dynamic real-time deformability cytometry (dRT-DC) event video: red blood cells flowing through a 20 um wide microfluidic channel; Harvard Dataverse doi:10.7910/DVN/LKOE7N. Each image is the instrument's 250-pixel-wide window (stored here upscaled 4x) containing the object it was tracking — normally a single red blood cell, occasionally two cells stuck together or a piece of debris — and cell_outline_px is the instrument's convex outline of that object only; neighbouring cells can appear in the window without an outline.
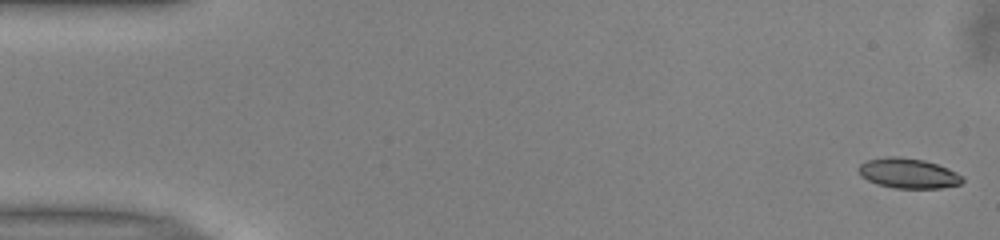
{"species": "common noctule bat (a hibernating species)", "species_latin": "Nyctalus noctula", "temperature_condition": "warm", "stored_images_in_passage": 51, "camera_frame_rate_fps": 3000, "um_per_image_px": 0.085, "animal": {"sex": "male", "body_mass_g": 13.0, "forearm_length_mm": 53.1}, "frame": {"image": 1, "passage_image": 1, "time_ms": 0.0, "image_size_px": [1000, 240], "cell_outline_px": [[964, 180], [960, 184], [940, 188], [896, 188], [876, 184], [860, 176], [856, 168], [860, 164], [868, 160], [888, 156], [896, 156], [924, 160], [948, 168], [964, 176]], "centroid_in_image_um": [77.19, 14.73], "position_along_channel_um": 7.8, "area_um2": 18.26}}
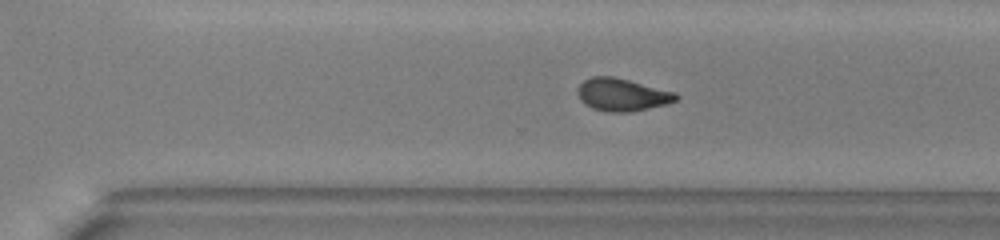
{"frame": {"image": 2, "passage_image": 35, "time_ms": 11.333, "image_size_px": [1000, 240], "cell_outline_px": [[680, 96], [676, 100], [664, 104], [648, 108], [628, 112], [608, 112], [592, 108], [584, 104], [580, 100], [580, 84], [584, 80], [592, 76], [612, 76], [676, 92]], "centroid_in_image_um": [52.89, 8.05], "position_along_channel_um": 317.7, "area_um2": 18.38}}
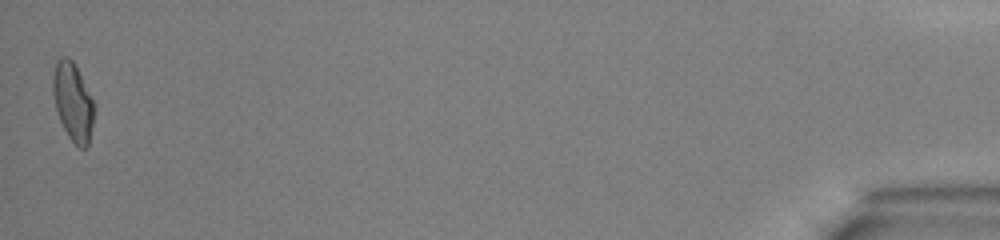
{"frame": {"image": 3, "passage_image": 51, "time_ms": 16.667, "image_size_px": [1000, 240], "cell_outline_px": [[96, 108], [88, 148], [80, 148], [68, 136], [60, 120], [56, 108], [52, 88], [52, 76], [56, 60], [60, 56], [68, 56], [76, 64], [96, 104]], "centroid_in_image_um": [6.23, 8.61], "position_along_channel_um": 429.0, "area_um2": 19.31}, "authors_computed_cell_mechanics": {"area_um2": 18.6116, "velocity_mm_per_s": 3.9803, "shape_relaxation_time_tau1_ms": 5.3555, "shape_relaxation_time_tau2_ms": 2.1746, "deformation_change_tau1": 0.1668, "deformation_change_tau2": 0.0946}}